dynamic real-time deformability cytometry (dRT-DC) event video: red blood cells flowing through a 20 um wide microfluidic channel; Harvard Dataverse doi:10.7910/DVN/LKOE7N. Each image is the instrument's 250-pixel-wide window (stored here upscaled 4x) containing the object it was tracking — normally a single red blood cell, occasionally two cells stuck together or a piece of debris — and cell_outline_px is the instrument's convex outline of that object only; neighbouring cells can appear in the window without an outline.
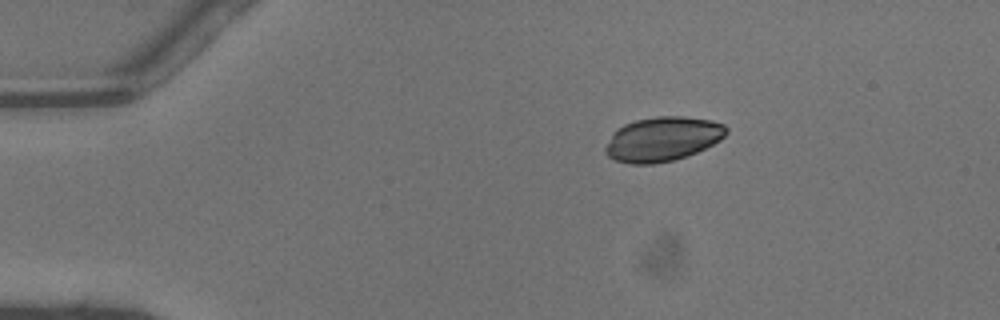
{"species": "common noctule bat (a hibernating species)", "species_latin": "Nyctalus noctula", "temperature_condition": "warm", "stored_images_in_passage": 7, "camera_frame_rate_fps": 3000, "um_per_image_px": 0.085, "animal": {"sex": "male", "body_mass_g": 13.3}, "frame": {"image": 1, "passage_image": 1, "time_ms": 0.0, "image_size_px": [1000, 320], "cell_outline_px": [[728, 132], [720, 140], [696, 152], [672, 160], [652, 164], [632, 164], [616, 160], [608, 156], [604, 152], [604, 148], [612, 132], [616, 128], [624, 124], [636, 120], [656, 116], [684, 116], [712, 120], [724, 124], [728, 128]], "centroid_in_image_um": [56.3, 11.8], "position_along_channel_um": 28.7, "area_um2": 31.33}}